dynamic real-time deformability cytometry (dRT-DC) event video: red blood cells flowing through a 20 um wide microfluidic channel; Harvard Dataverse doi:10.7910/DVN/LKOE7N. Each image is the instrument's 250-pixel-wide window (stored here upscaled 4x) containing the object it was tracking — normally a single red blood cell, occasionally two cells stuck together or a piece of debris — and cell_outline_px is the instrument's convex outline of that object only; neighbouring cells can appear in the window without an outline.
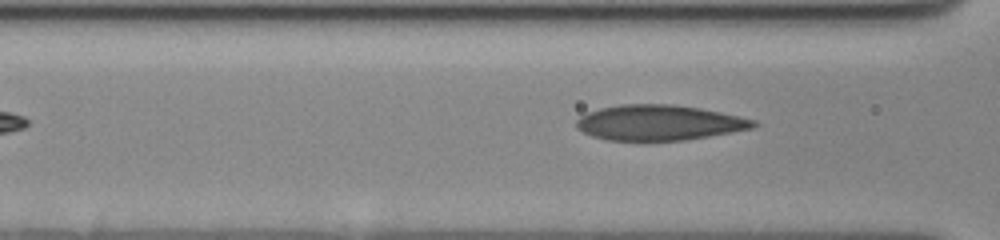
{"species": "human", "species_latin": "Homo sapiens", "temperature_condition": "cold", "stored_images_in_passage": 8, "camera_frame_rate_fps": 3000, "um_per_image_px": 0.085, "donor": {"sex": "female"}, "frame": {"image": 1, "passage_image": 5, "time_ms": 1.333, "image_size_px": [1000, 240], "cell_outline_px": [[760, 124], [752, 128], [708, 136], [684, 140], [644, 144], [604, 140], [592, 136], [576, 128], [576, 120], [584, 112], [600, 108], [620, 104], [672, 104], [700, 108], [720, 112], [756, 120]], "centroid_in_image_um": [55.94, 10.46], "position_along_channel_um": 110.7, "area_um2": 37.63}}